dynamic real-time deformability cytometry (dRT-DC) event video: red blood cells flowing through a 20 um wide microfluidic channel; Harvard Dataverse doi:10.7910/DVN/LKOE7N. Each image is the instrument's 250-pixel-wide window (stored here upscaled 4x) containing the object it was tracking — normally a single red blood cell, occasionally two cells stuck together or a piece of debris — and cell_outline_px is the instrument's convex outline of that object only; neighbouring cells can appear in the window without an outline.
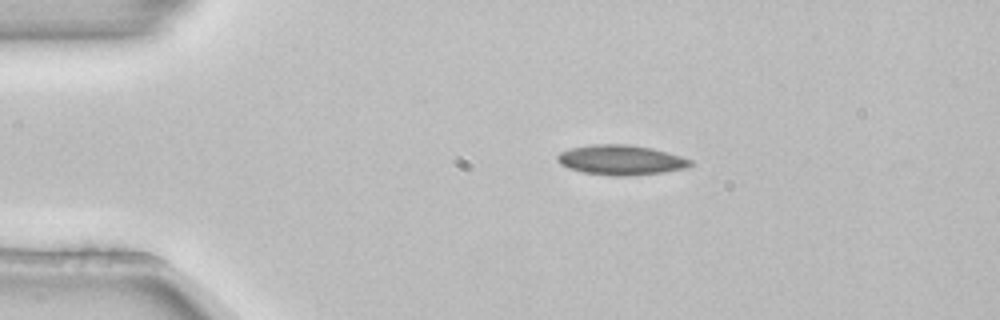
{"species": "common noctule bat (a hibernating species)", "species_latin": "Nyctalus noctula", "temperature_condition": "room temperature", "stored_images_in_passage": 3, "camera_frame_rate_fps": 3000, "um_per_image_px": 0.085, "animal": {"sex": "female", "body_mass_g": 22.7, "forearm_length_mm": 54.2}, "frame": {"image": 1, "passage_image": 2, "time_ms": 0.333, "image_size_px": [1000, 320], "cell_outline_px": [[696, 164], [688, 168], [664, 172], [632, 176], [612, 176], [584, 172], [568, 168], [560, 164], [556, 160], [556, 156], [560, 152], [572, 148], [592, 144], [628, 144], [652, 148], [668, 152], [692, 160]], "centroid_in_image_um": [52.82, 13.6], "position_along_channel_um": 32.2, "area_um2": 23.47}}